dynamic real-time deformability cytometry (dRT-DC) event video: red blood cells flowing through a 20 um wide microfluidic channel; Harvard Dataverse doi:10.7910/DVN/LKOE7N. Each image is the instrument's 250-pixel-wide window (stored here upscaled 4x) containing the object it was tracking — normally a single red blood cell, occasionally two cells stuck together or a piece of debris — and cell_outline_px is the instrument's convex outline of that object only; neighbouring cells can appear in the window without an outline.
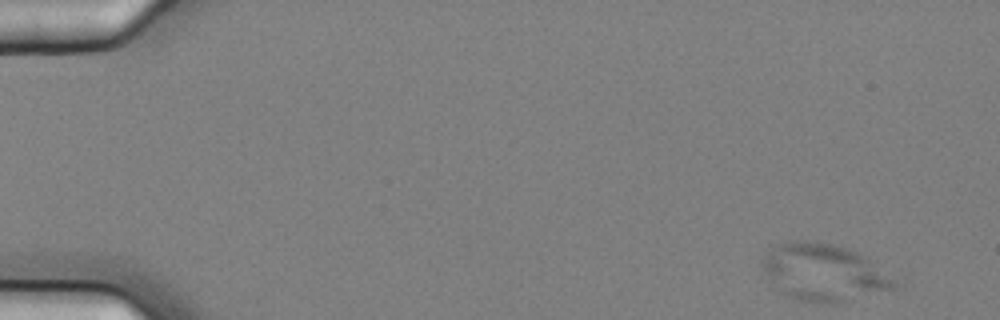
{"species": "common noctule bat (a hibernating species)", "species_latin": "Nyctalus noctula", "temperature_condition": "cold", "stored_images_in_passage": 5, "camera_frame_rate_fps": 3000, "um_per_image_px": 0.085, "animal": {"sex": "female", "body_mass_g": 25.1}, "frame": {"image": 1, "passage_image": 1, "time_ms": 0.0, "image_size_px": [1000, 320], "cell_outline_px": [[896, 288], [840, 304], [820, 304], [800, 300], [784, 296], [768, 280], [760, 264], [768, 252], [776, 244], [792, 240], [804, 240], [832, 244], [856, 252], [864, 256], [892, 280], [896, 284]], "centroid_in_image_um": [69.93, 23.19], "position_along_channel_um": 15.1, "area_um2": 43.75}}
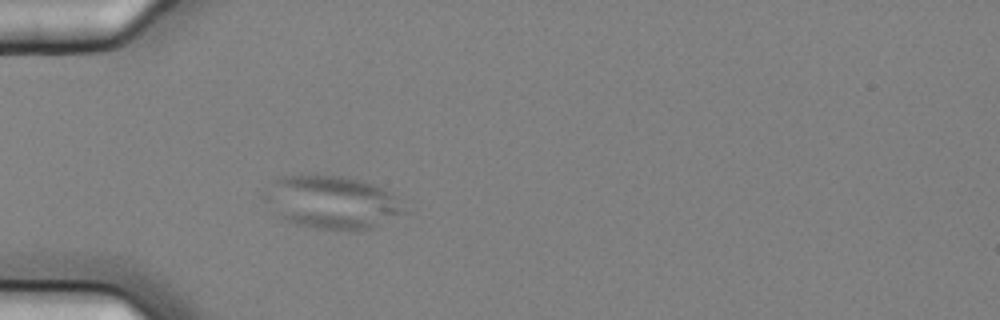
{"frame": {"image": 2, "passage_image": 5, "time_ms": 1.333, "image_size_px": [1000, 320], "cell_outline_px": [[408, 212], [368, 228], [352, 232], [316, 228], [296, 224], [280, 216], [260, 196], [276, 180], [284, 176], [316, 172], [360, 180], [372, 184], [388, 192]], "centroid_in_image_um": [28.15, 17.17], "position_along_channel_um": 56.8, "area_um2": 42.95}}